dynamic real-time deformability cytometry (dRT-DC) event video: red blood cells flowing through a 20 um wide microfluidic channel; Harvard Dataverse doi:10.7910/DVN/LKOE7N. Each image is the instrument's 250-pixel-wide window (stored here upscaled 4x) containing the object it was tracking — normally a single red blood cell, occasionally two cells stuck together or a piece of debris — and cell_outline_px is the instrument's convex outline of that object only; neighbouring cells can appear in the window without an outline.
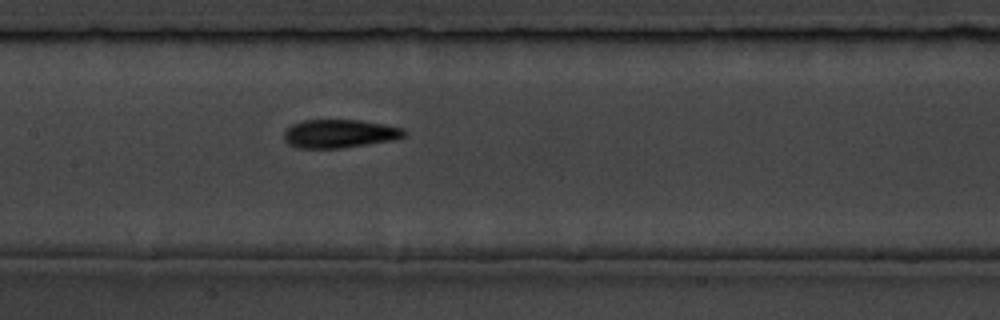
{"species": "common noctule bat (a hibernating species)", "species_latin": "Nyctalus noctula", "temperature_condition": "room temperature", "stored_images_in_passage": 8, "camera_frame_rate_fps": 3000, "um_per_image_px": 0.085, "animal": {"sex": "male", "body_mass_g": 19.5, "forearm_length_mm": 54.6}, "frame": {"image": 1, "passage_image": 8, "time_ms": 8.667, "image_size_px": [1000, 320], "cell_outline_px": [[404, 136], [396, 140], [344, 148], [296, 148], [288, 144], [284, 140], [284, 132], [292, 124], [304, 120], [360, 120], [384, 124], [400, 128], [404, 132]], "centroid_in_image_um": [28.83, 11.37], "position_along_channel_um": 178.6, "area_um2": 19.94}}